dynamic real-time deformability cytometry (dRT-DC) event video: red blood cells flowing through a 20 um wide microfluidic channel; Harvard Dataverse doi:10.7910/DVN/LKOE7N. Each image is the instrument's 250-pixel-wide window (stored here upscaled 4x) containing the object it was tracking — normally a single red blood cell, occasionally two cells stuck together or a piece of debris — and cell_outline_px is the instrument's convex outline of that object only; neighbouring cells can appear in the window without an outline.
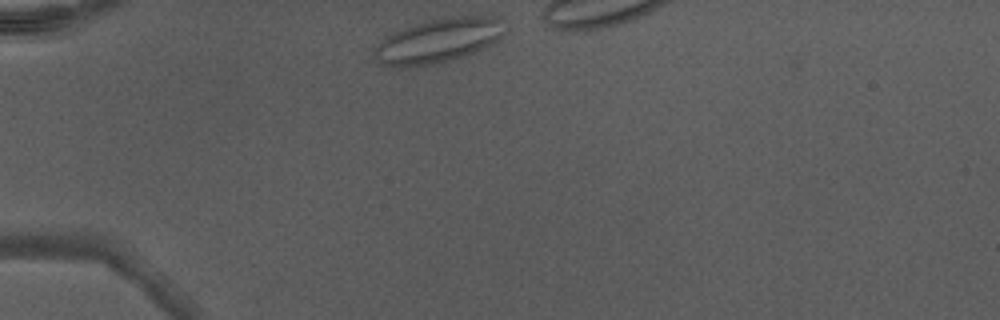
{"species": "Egyptian fruit bat (a non-hibernating species)", "species_latin": "Rousettus aegyptiacus", "temperature_condition": "warm", "stored_images_in_passage": 28, "camera_frame_rate_fps": 3000, "um_per_image_px": 0.085, "animal": {"sex": "male"}, "frame": {"image": 1, "passage_image": 1, "time_ms": 0.0, "image_size_px": [1000, 320], "cell_outline_px": [[504, 36], [500, 40], [472, 52], [452, 60], [428, 64], [384, 68], [376, 60], [376, 48], [384, 36], [392, 32], [416, 24], [432, 20], [456, 16], [492, 16], [504, 20]], "centroid_in_image_um": [37.27, 3.45], "position_along_channel_um": 47.7, "area_um2": 33.29}}